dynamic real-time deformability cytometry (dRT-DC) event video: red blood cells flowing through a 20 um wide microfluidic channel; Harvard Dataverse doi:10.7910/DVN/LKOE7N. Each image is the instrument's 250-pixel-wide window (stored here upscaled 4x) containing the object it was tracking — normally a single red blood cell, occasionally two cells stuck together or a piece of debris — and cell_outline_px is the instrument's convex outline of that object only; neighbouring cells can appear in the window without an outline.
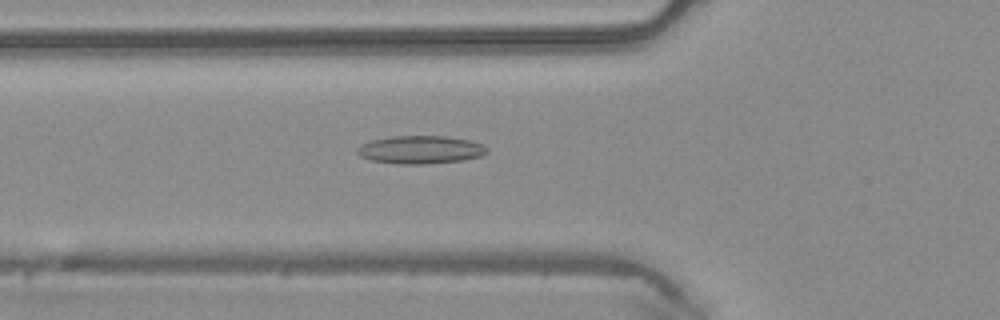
{"species": "common noctule bat (a hibernating species)", "species_latin": "Nyctalus noctula", "temperature_condition": "warm", "stored_images_in_passage": 47, "camera_frame_rate_fps": 3000, "um_per_image_px": 0.085, "animal": {"sex": "male", "body_mass_g": 20.4}, "frame": {"image": 1, "passage_image": 16, "time_ms": 5.0, "image_size_px": [1000, 320], "cell_outline_px": [[488, 152], [480, 156], [464, 160], [428, 164], [400, 164], [372, 160], [360, 156], [356, 152], [356, 148], [360, 144], [372, 140], [392, 136], [444, 136], [472, 140], [484, 144], [488, 148]], "centroid_in_image_um": [35.77, 12.72], "position_along_channel_um": 90.0, "area_um2": 21.39}}
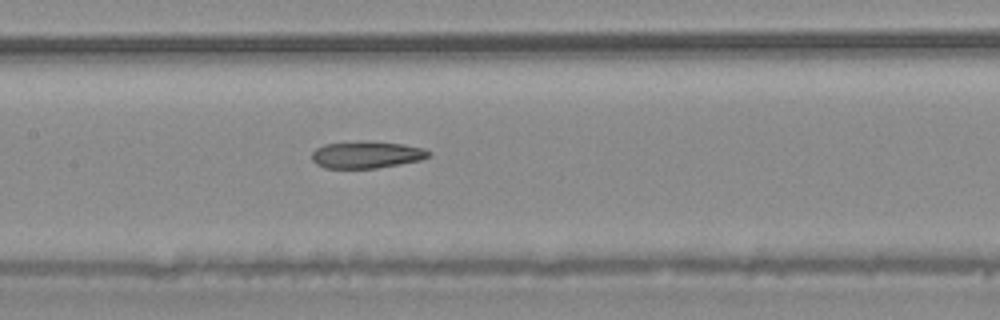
{"frame": {"image": 2, "passage_image": 22, "time_ms": 7.0, "image_size_px": [1000, 320], "cell_outline_px": [[432, 156], [420, 160], [400, 164], [376, 168], [324, 168], [316, 164], [312, 160], [312, 152], [316, 148], [324, 144], [364, 140], [404, 144], [424, 148], [432, 152]], "centroid_in_image_um": [31.18, 13.14], "position_along_channel_um": 176.2, "area_um2": 18.67}}
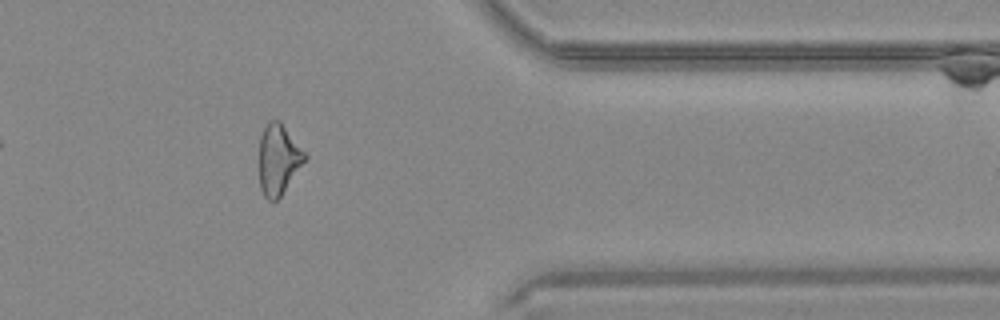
{"frame": {"image": 3, "passage_image": 38, "time_ms": 12.333, "image_size_px": [1000, 320], "cell_outline_px": [[308, 156], [280, 196], [276, 200], [268, 200], [264, 196], [260, 188], [260, 136], [268, 120], [280, 120]], "centroid_in_image_um": [23.66, 13.52], "position_along_channel_um": 387.7, "area_um2": 18.44}, "authors_computed_cell_mechanics": {"area_um2": 19.941, "velocity_mm_per_s": 4.2692, "shape_relaxation_time_tau1_ms": null, "shape_relaxation_time_tau2_ms": 4.7414, "deformation_change_tau1": null, "deformation_change_tau2": 0.1711}}